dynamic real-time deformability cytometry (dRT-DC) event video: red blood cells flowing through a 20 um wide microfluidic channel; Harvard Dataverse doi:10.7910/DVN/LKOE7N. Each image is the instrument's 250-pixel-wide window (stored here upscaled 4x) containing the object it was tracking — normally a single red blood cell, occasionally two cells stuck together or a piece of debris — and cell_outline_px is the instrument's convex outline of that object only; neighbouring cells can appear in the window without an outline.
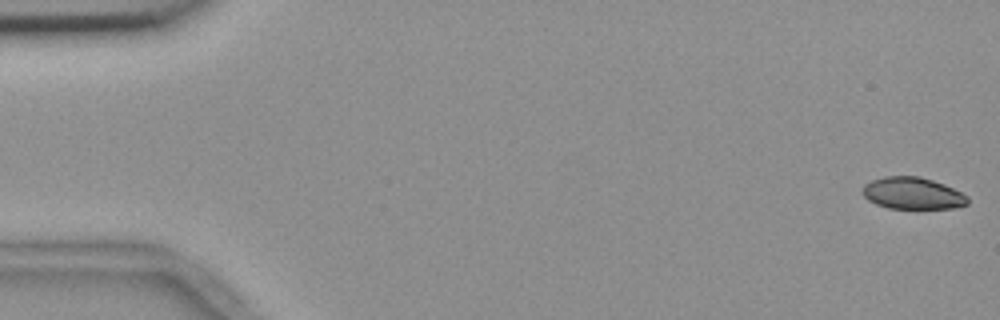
{"species": "common noctule bat (a hibernating species)", "species_latin": "Nyctalus noctula", "temperature_condition": "room temperature", "stored_images_in_passage": 55, "camera_frame_rate_fps": 3000, "um_per_image_px": 0.085, "animal": {"sex": "female", "body_mass_g": 18.4}, "frame": {"image": 1, "passage_image": 1, "time_ms": 0.0, "image_size_px": [1000, 320], "cell_outline_px": [[968, 204], [952, 208], [888, 208], [876, 204], [868, 200], [860, 192], [864, 184], [872, 180], [884, 176], [920, 176], [944, 184], [968, 196]], "centroid_in_image_um": [77.53, 16.42], "position_along_channel_um": 7.5, "area_um2": 19.54}}
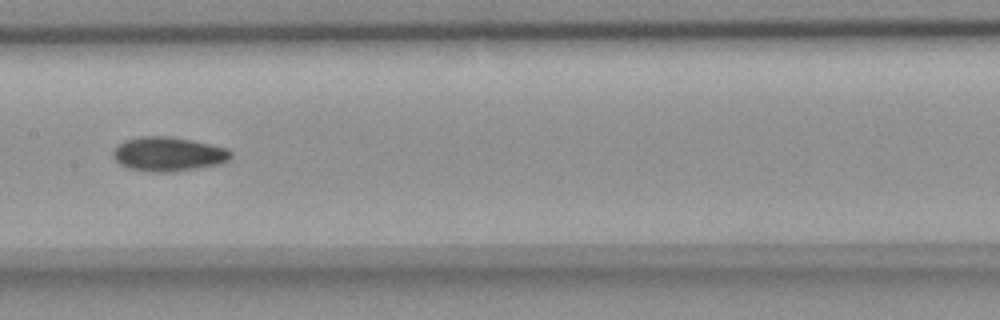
{"frame": {"image": 2, "passage_image": 28, "time_ms": 9.0, "image_size_px": [1000, 320], "cell_outline_px": [[232, 156], [228, 160], [220, 164], [172, 172], [148, 172], [128, 168], [120, 164], [112, 156], [112, 152], [124, 140], [140, 136], [168, 136], [228, 148], [232, 152]], "centroid_in_image_um": [14.29, 13.1], "position_along_channel_um": 193.1, "area_um2": 23.41}}
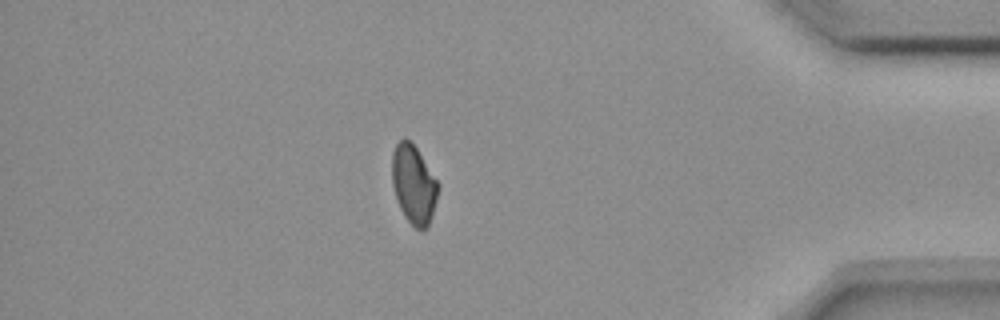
{"frame": {"image": 3, "passage_image": 48, "time_ms": 15.667, "image_size_px": [1000, 320], "cell_outline_px": [[440, 188], [428, 228], [416, 228], [404, 216], [396, 200], [392, 184], [392, 152], [396, 144], [404, 136], [416, 148], [440, 184]], "centroid_in_image_um": [35.16, 15.67], "position_along_channel_um": 400.0, "area_um2": 21.15}, "authors_computed_cell_mechanics": {"area_um2": 22.0796, "velocity_mm_per_s": 3.6729, "shape_relaxation_time_tau1_ms": null, "shape_relaxation_time_tau2_ms": 7.0852, "deformation_change_tau1": null, "deformation_change_tau2": 0.0888}}